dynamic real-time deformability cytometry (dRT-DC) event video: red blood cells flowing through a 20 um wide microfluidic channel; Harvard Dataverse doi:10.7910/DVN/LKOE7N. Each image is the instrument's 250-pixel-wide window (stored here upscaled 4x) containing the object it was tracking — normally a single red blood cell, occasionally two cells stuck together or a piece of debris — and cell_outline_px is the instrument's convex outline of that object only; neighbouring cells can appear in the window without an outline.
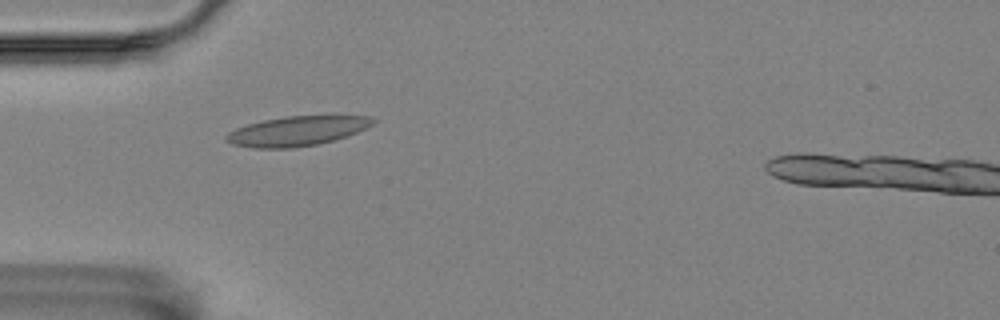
{"species": "Egyptian fruit bat (a non-hibernating species)", "species_latin": "Rousettus aegyptiacus", "temperature_condition": "room temperature", "stored_images_in_passage": 5, "camera_frame_rate_fps": 3000, "um_per_image_px": 0.085, "animal": {"sex": "female"}, "frame": {"image": 1, "passage_image": 1, "time_ms": 0.0, "image_size_px": [1000, 320], "cell_outline_px": [[376, 120], [372, 124], [348, 136], [316, 144], [292, 148], [252, 148], [232, 144], [224, 136], [228, 132], [236, 128], [248, 124], [264, 120], [284, 116], [332, 112], [336, 112], [372, 116]], "centroid_in_image_um": [25.36, 11.07], "position_along_channel_um": 59.6, "area_um2": 26.41}}
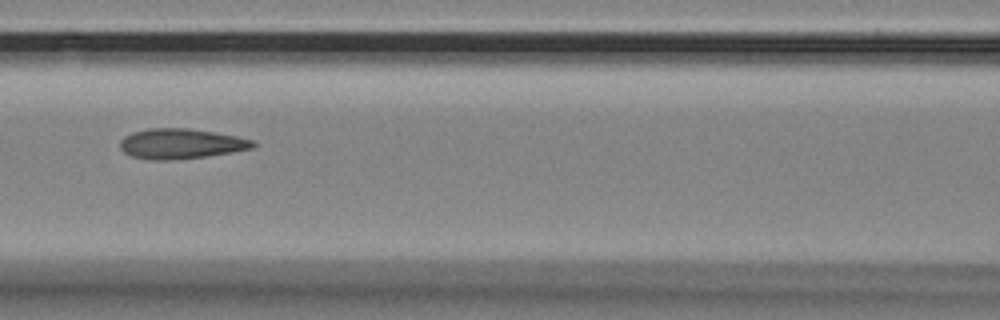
{"frame": {"image": 2, "passage_image": 3, "time_ms": 0.667, "image_size_px": [1000, 320], "cell_outline_px": [[256, 144], [252, 148], [232, 152], [204, 156], [172, 160], [148, 160], [132, 156], [124, 152], [120, 148], [120, 140], [124, 136], [132, 132], [148, 128], [188, 128], [236, 136], [252, 140]], "centroid_in_image_um": [15.32, 12.21], "position_along_channel_um": 151.3, "area_um2": 23.24}}
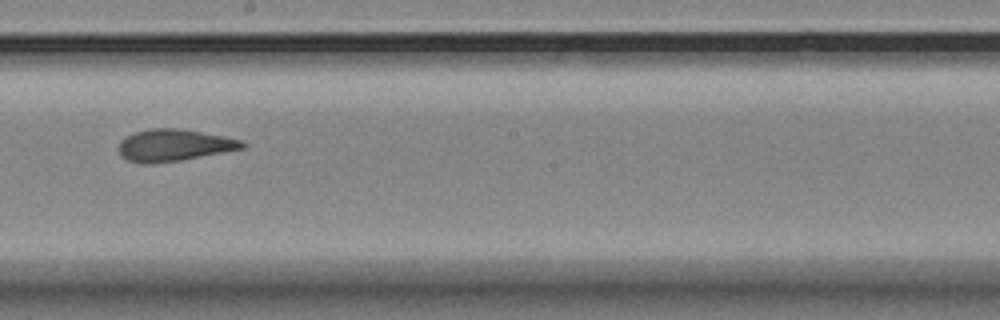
{"frame": {"image": 3, "passage_image": 5, "time_ms": 1.333, "image_size_px": [1000, 320], "cell_outline_px": [[248, 144], [244, 148], [180, 160], [152, 164], [144, 164], [128, 160], [120, 156], [120, 140], [136, 132], [152, 128], [180, 128], [240, 140]], "centroid_in_image_um": [14.76, 12.35], "position_along_channel_um": 233.4, "area_um2": 22.6}}